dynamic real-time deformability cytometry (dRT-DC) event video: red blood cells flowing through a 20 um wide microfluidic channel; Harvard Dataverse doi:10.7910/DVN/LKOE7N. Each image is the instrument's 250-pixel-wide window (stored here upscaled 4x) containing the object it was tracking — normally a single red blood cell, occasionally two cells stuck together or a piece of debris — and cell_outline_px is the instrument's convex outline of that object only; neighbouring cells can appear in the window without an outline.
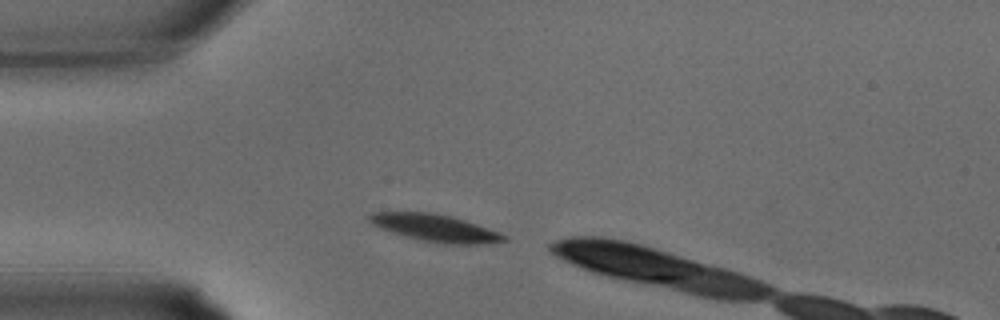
{"species": "common noctule bat (a hibernating species)", "species_latin": "Nyctalus noctula", "temperature_condition": "warm", "stored_images_in_passage": 3, "camera_frame_rate_fps": 3000, "um_per_image_px": 0.085, "animal": {"sex": "male", "body_mass_g": 15.6}, "frame": {"image": 1, "passage_image": 1, "time_ms": 0.0, "image_size_px": [1000, 320], "cell_outline_px": [[508, 240], [488, 244], [444, 244], [420, 240], [404, 236], [380, 228], [372, 224], [368, 220], [368, 216], [372, 212], [432, 212], [452, 216], [500, 232], [508, 236]], "centroid_in_image_um": [37.02, 19.38], "position_along_channel_um": 48.0, "area_um2": 21.5}}